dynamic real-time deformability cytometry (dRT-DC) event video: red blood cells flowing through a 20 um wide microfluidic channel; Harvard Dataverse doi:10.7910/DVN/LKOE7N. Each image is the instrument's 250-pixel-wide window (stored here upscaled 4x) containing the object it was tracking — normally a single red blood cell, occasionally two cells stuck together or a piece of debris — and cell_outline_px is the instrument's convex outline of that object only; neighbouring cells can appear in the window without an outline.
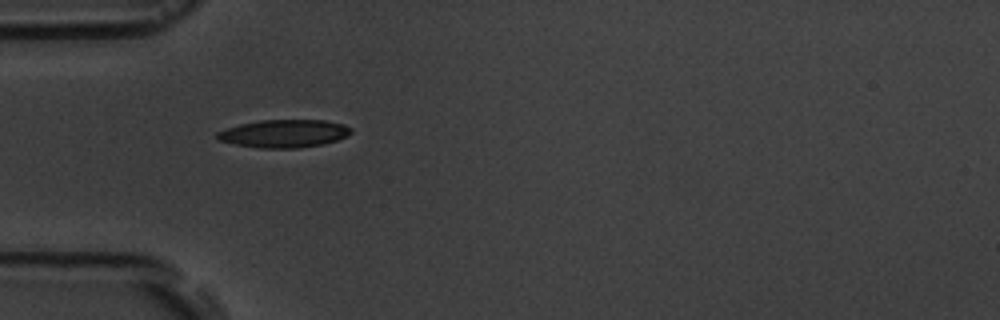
{"species": "common noctule bat (a hibernating species)", "species_latin": "Nyctalus noctula", "temperature_condition": "room temperature", "stored_images_in_passage": 2, "camera_frame_rate_fps": 3000, "um_per_image_px": 0.085, "animal": {"sex": "male", "body_mass_g": 19.5, "forearm_length_mm": 54.6}, "frame": {"image": 1, "passage_image": 1, "time_ms": 0.0, "image_size_px": [1000, 320], "cell_outline_px": [[352, 132], [348, 136], [324, 144], [296, 148], [260, 148], [236, 144], [220, 140], [216, 136], [216, 132], [240, 124], [260, 120], [324, 120], [344, 124], [352, 128]], "centroid_in_image_um": [24.19, 11.35], "position_along_channel_um": 60.8, "area_um2": 21.68}}
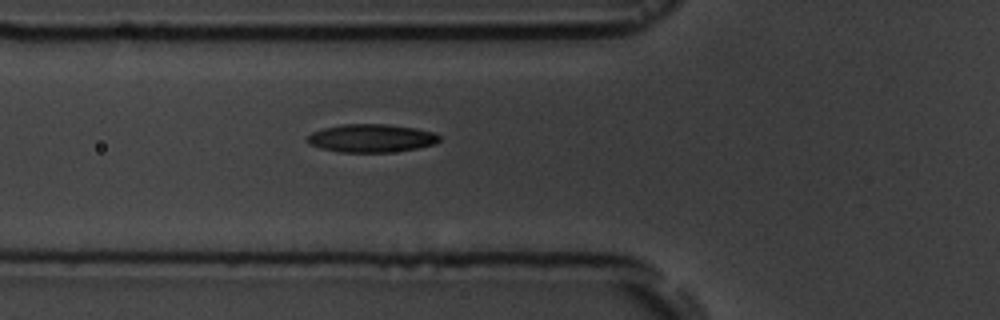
{"frame": {"image": 2, "passage_image": 2, "time_ms": 1.0, "image_size_px": [1000, 320], "cell_outline_px": [[440, 140], [436, 144], [416, 148], [388, 152], [340, 152], [320, 148], [308, 144], [304, 140], [304, 136], [312, 132], [324, 128], [340, 124], [388, 124], [416, 128], [432, 132], [440, 136]], "centroid_in_image_um": [31.5, 11.74], "position_along_channel_um": 94.3, "area_um2": 21.85}}